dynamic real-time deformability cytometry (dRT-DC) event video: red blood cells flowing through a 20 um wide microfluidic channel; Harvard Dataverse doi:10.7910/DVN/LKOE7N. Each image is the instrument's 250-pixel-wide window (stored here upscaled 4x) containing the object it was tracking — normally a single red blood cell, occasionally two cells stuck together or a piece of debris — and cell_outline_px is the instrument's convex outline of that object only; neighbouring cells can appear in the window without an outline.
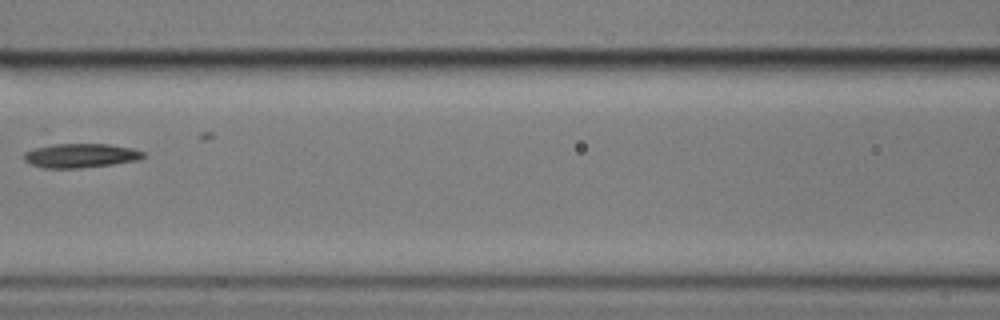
{"species": "common noctule bat (a hibernating species)", "species_latin": "Nyctalus noctula", "temperature_condition": "cold", "stored_images_in_passage": 10, "segment_of_instrument_passage": [2, 3], "camera_frame_rate_fps": 3000, "um_per_image_px": 0.085, "animal": {"sex": "male", "body_mass_g": 17.9}, "frame": {"image": 1, "passage_image": 7, "time_ms": 7.0, "image_size_px": [1000, 320], "cell_outline_px": [[144, 156], [140, 160], [112, 164], [80, 168], [44, 168], [32, 164], [24, 160], [24, 152], [44, 144], [108, 144], [132, 148], [144, 152]], "centroid_in_image_um": [6.83, 13.21], "position_along_channel_um": 159.8, "area_um2": 16.88}}
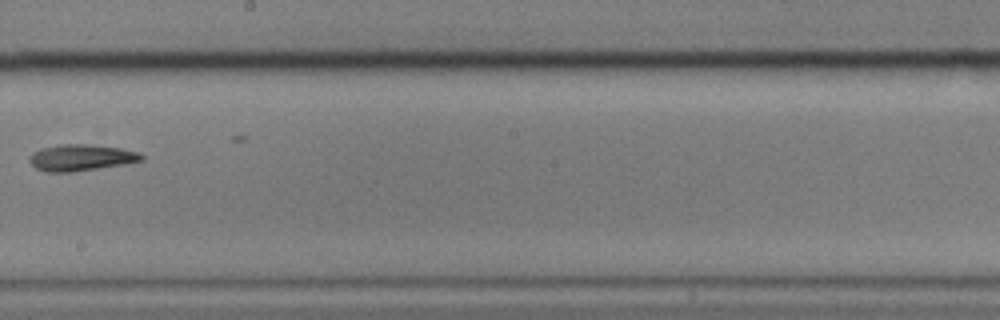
{"frame": {"image": 2, "passage_image": 9, "time_ms": 9.333, "image_size_px": [1000, 320], "cell_outline_px": [[144, 160], [124, 164], [72, 172], [44, 172], [36, 168], [28, 160], [28, 156], [32, 152], [40, 148], [60, 144], [88, 144], [120, 148], [140, 152], [144, 156]], "centroid_in_image_um": [6.86, 13.39], "position_along_channel_um": 241.3, "area_um2": 17.4}}